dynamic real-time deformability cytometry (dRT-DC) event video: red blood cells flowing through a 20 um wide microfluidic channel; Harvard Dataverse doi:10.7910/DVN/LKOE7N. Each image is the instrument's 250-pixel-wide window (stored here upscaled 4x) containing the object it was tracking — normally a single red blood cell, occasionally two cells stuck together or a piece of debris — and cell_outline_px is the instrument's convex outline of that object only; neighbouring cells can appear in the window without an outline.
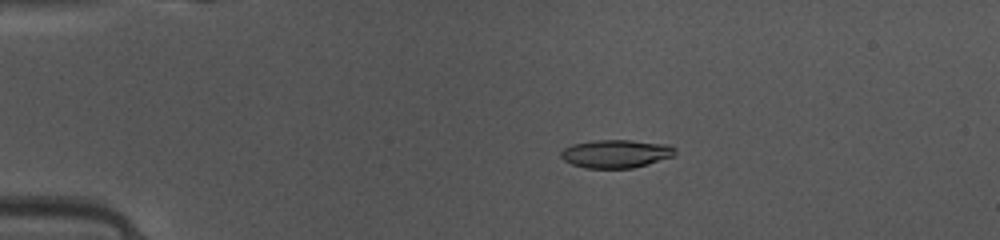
{"species": "common noctule bat (a hibernating species)", "species_latin": "Nyctalus noctula", "temperature_condition": "warm", "stored_images_in_passage": 49, "camera_frame_rate_fps": 3000, "um_per_image_px": 0.085, "animal": {"sex": "female", "body_mass_g": 10.0, "forearm_length_mm": 53.1}, "frame": {"image": 1, "passage_image": 11, "time_ms": 3.333, "image_size_px": [1000, 240], "cell_outline_px": [[676, 152], [672, 156], [648, 164], [632, 168], [584, 168], [572, 164], [564, 160], [560, 156], [560, 152], [564, 148], [572, 144], [596, 140], [632, 140], [668, 144], [676, 148]], "centroid_in_image_um": [52.35, 13.06], "position_along_channel_um": 32.7, "area_um2": 18.79}}
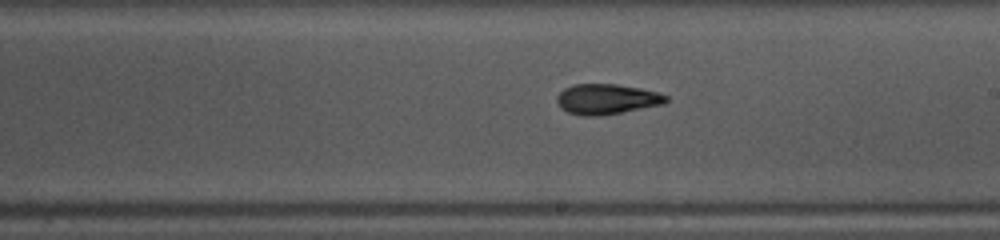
{"frame": {"image": 2, "passage_image": 29, "time_ms": 9.333, "image_size_px": [1000, 240], "cell_outline_px": [[668, 100], [664, 104], [620, 112], [596, 116], [580, 116], [568, 112], [560, 108], [556, 100], [556, 96], [564, 88], [572, 84], [616, 84], [640, 88], [656, 92], [668, 96]], "centroid_in_image_um": [51.53, 8.42], "position_along_channel_um": 237.5, "area_um2": 19.25}}
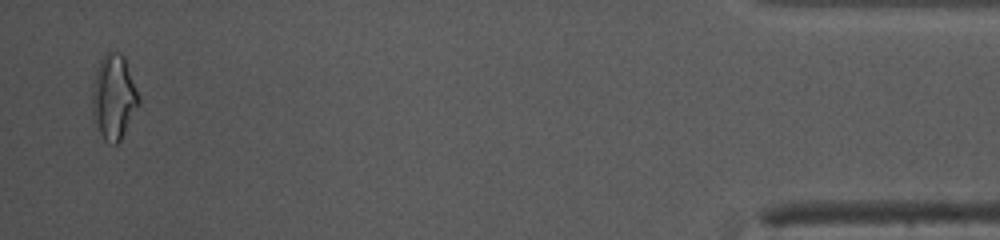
{"frame": {"image": 3, "passage_image": 48, "time_ms": 15.667, "image_size_px": [1000, 240], "cell_outline_px": [[140, 100], [120, 140], [116, 144], [112, 144], [104, 140], [92, 120], [92, 84], [100, 60], [108, 52], [116, 52], [124, 56]], "centroid_in_image_um": [9.63, 8.27], "position_along_channel_um": 425.6, "area_um2": 22.54}, "authors_computed_cell_mechanics": {"area_um2": 18.785, "velocity_mm_per_s": 4.1684, "shape_relaxation_time_tau1_ms": 4.5865, "shape_relaxation_time_tau2_ms": 1.8889, "deformation_change_tau1": 0.1634, "deformation_change_tau2": 0.0931}}